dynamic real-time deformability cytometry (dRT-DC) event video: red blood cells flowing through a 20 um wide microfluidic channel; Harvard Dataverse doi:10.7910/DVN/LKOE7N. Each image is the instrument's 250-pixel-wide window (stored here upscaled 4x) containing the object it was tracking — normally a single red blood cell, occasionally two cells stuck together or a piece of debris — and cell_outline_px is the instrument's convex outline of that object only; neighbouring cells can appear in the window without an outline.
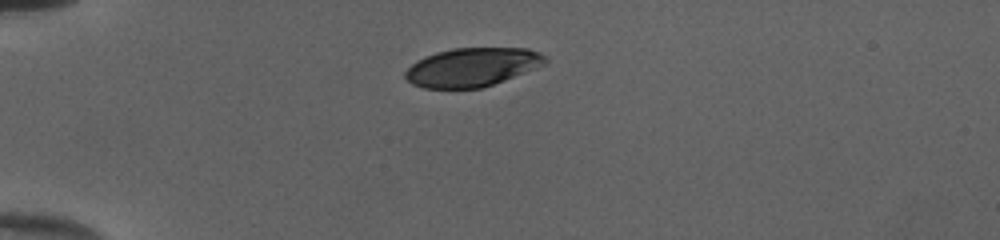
{"species": "human", "species_latin": "Homo sapiens", "temperature_condition": "cold", "stored_images_in_passage": 34, "camera_frame_rate_fps": 3000, "um_per_image_px": 0.085, "donor": {"sex": "female"}, "frame": {"image": 1, "passage_image": 1, "time_ms": 0.0, "image_size_px": [1000, 240], "cell_outline_px": [[548, 60], [544, 64], [536, 68], [504, 80], [480, 88], [424, 88], [412, 84], [404, 76], [404, 72], [416, 60], [436, 52], [452, 48], [528, 48], [540, 52]], "centroid_in_image_um": [40.12, 5.7], "position_along_channel_um": 44.9, "area_um2": 31.44}}
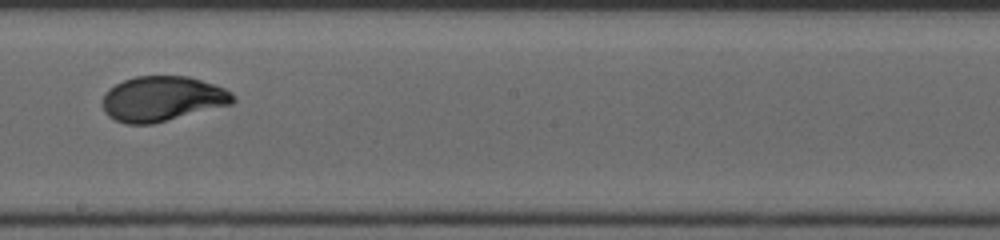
{"frame": {"image": 2, "passage_image": 18, "time_ms": 5.667, "image_size_px": [1000, 240], "cell_outline_px": [[236, 100], [232, 104], [152, 124], [128, 124], [116, 120], [108, 116], [104, 112], [104, 96], [108, 88], [124, 80], [136, 76], [188, 76], [224, 88], [232, 92], [236, 96]], "centroid_in_image_um": [13.81, 8.39], "position_along_channel_um": 234.4, "area_um2": 34.1}}
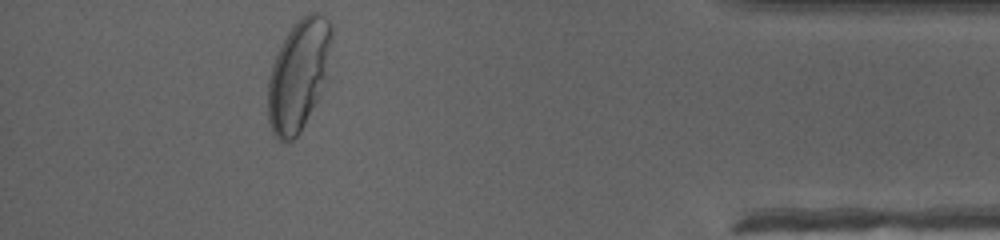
{"frame": {"image": 3, "passage_image": 34, "time_ms": 11.0, "image_size_px": [1000, 240], "cell_outline_px": [[332, 40], [328, 80], [320, 96], [300, 132], [288, 144], [284, 144], [272, 132], [268, 120], [268, 80], [272, 64], [284, 36], [292, 24], [300, 16], [308, 12], [320, 12], [332, 24]], "centroid_in_image_um": [25.41, 6.34], "position_along_channel_um": 409.8, "area_um2": 42.31}, "authors_computed_cell_mechanics": {"area_um2": 34.5933, "velocity_mm_per_s": 4.0268, "shape_relaxation_time_tau1_ms": 5.7768, "shape_relaxation_time_tau2_ms": null, "deformation_change_tau1": 0.2142, "deformation_change_tau2": null}}